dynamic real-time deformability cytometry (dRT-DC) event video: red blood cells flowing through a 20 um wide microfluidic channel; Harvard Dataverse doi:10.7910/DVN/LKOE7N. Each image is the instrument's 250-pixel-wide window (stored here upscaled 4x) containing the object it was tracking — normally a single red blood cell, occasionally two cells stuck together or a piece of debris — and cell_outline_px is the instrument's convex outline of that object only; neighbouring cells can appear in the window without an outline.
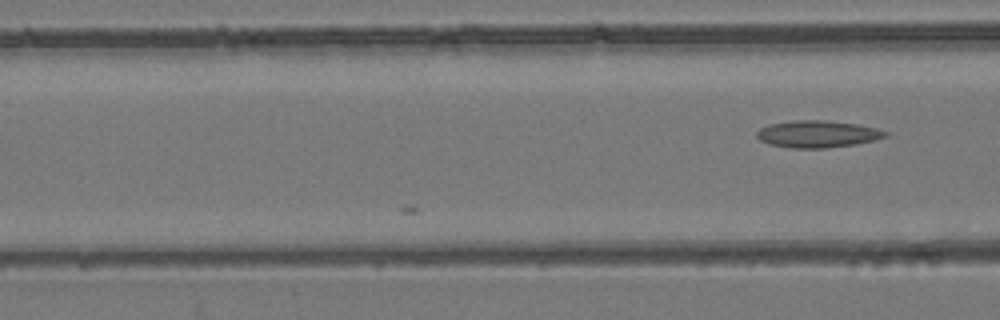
{"species": "common noctule bat (a hibernating species)", "species_latin": "Nyctalus noctula", "temperature_condition": "room temperature", "stored_images_in_passage": 5, "camera_frame_rate_fps": 3000, "um_per_image_px": 0.085, "animal": {"sex": "female", "body_mass_g": 24.6, "forearm_length_mm": 56.2}, "frame": {"image": 1, "passage_image": 5, "time_ms": 1.333, "image_size_px": [1000, 320], "cell_outline_px": [[888, 136], [876, 140], [856, 144], [828, 148], [792, 148], [768, 144], [760, 140], [756, 136], [756, 132], [760, 128], [772, 124], [796, 120], [824, 120], [856, 124], [876, 128], [888, 132]], "centroid_in_image_um": [69.51, 11.4], "position_along_channel_um": 97.1, "area_um2": 20.23}}